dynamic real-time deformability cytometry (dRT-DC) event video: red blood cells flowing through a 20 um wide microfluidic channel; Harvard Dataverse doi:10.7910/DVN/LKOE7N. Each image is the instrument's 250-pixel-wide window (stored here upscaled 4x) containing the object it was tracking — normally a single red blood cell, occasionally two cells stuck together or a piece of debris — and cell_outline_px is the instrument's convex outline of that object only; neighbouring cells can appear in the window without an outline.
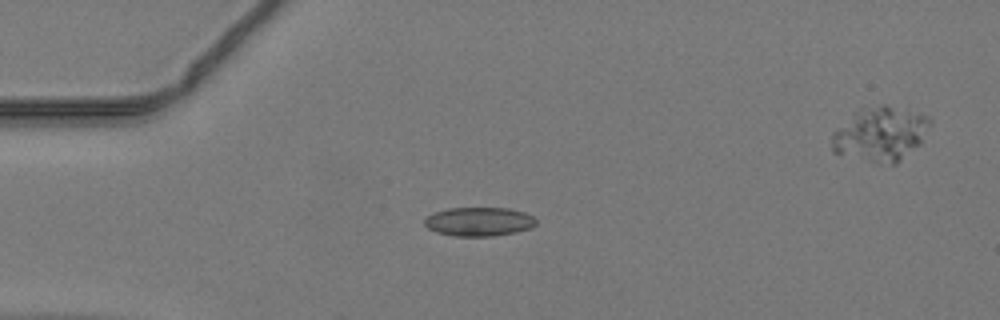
{"species": "common noctule bat (a hibernating species)", "species_latin": "Nyctalus noctula", "temperature_condition": "warm", "stored_images_in_passage": 38, "camera_frame_rate_fps": 3000, "um_per_image_px": 0.085, "animal": {"sex": "male", "body_mass_g": 19.2, "forearm_length_mm": 51.8}, "frame": {"image": 1, "passage_image": 3, "time_ms": 0.667, "image_size_px": [1000, 320], "cell_outline_px": [[536, 224], [532, 228], [516, 232], [492, 236], [456, 236], [436, 232], [428, 228], [424, 224], [424, 220], [432, 212], [448, 208], [508, 208], [524, 212], [532, 216], [536, 220]], "centroid_in_image_um": [40.71, 18.83], "position_along_channel_um": 44.3, "area_um2": 18.84}}
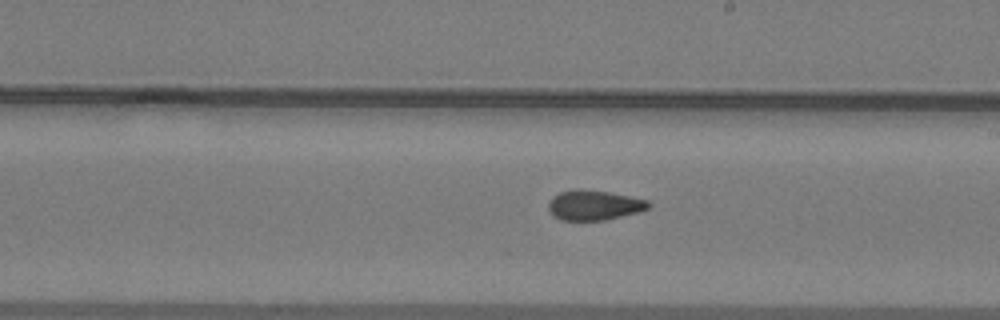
{"frame": {"image": 2, "passage_image": 18, "time_ms": 5.667, "image_size_px": [1000, 320], "cell_outline_px": [[652, 204], [648, 208], [640, 212], [604, 220], [560, 220], [552, 216], [548, 208], [548, 204], [552, 196], [560, 192], [572, 188], [580, 188], [608, 192], [648, 200]], "centroid_in_image_um": [50.47, 17.43], "position_along_channel_um": 238.5, "area_um2": 17.69}}
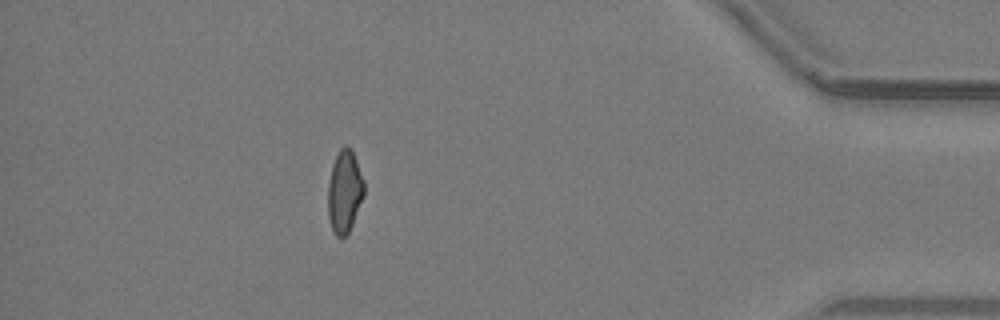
{"frame": {"image": 3, "passage_image": 33, "time_ms": 10.667, "image_size_px": [1000, 320], "cell_outline_px": [[364, 196], [352, 224], [348, 232], [344, 236], [336, 236], [332, 228], [328, 216], [328, 184], [332, 164], [340, 148], [344, 144], [348, 144], [352, 148], [364, 180]], "centroid_in_image_um": [29.29, 16.21], "position_along_channel_um": 405.9, "area_um2": 17.46}}